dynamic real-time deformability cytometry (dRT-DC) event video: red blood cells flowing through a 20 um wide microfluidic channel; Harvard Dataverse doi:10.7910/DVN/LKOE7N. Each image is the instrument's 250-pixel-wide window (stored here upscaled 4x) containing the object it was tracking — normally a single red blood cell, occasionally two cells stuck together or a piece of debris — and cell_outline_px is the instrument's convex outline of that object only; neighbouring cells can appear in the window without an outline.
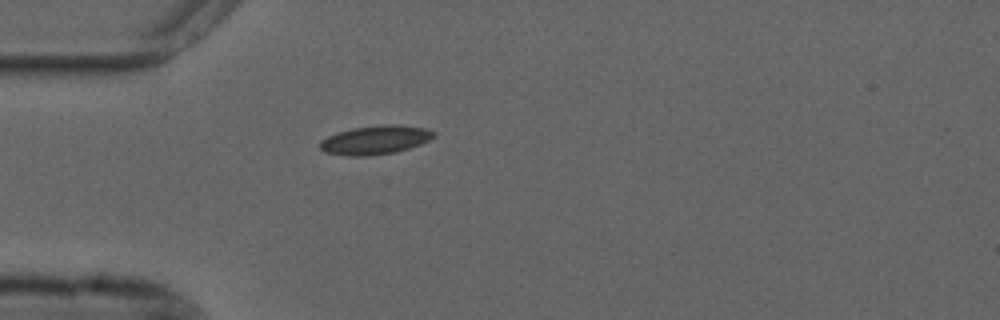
{"species": "common noctule bat (a hibernating species)", "species_latin": "Nyctalus noctula", "temperature_condition": "cold", "stored_images_in_passage": 41, "camera_frame_rate_fps": 3000, "um_per_image_px": 0.085, "animal": {"sex": "male", "forearm_length_mm": 52.5}, "frame": {"image": 1, "passage_image": 1, "time_ms": 0.0, "image_size_px": [1000, 320], "cell_outline_px": [[436, 136], [420, 144], [396, 152], [364, 156], [344, 156], [324, 152], [320, 148], [320, 140], [328, 136], [352, 128], [380, 124], [400, 124], [424, 128], [436, 132]], "centroid_in_image_um": [31.9, 11.89], "position_along_channel_um": 53.1, "area_um2": 19.19}}
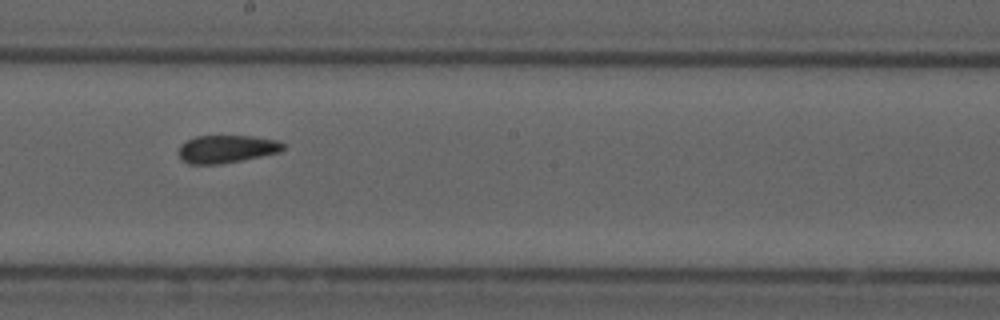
{"frame": {"image": 2, "passage_image": 16, "time_ms": 5.0, "image_size_px": [1000, 320], "cell_outline_px": [[288, 144], [280, 152], [220, 164], [188, 164], [180, 156], [180, 144], [196, 136], [252, 136], [276, 140]], "centroid_in_image_um": [19.3, 12.66], "position_along_channel_um": 228.9, "area_um2": 16.76}}
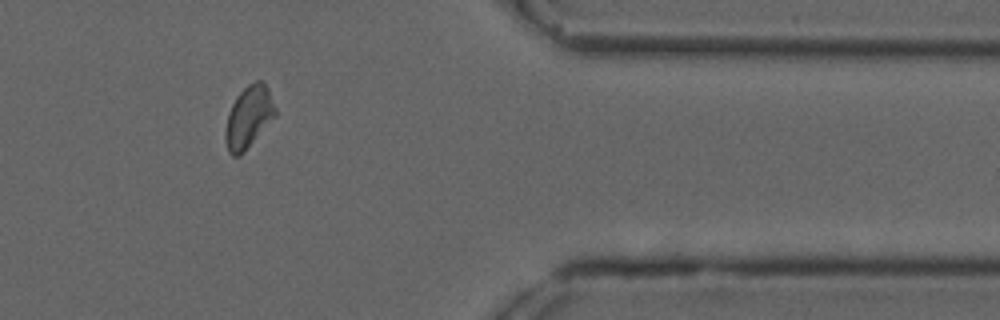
{"frame": {"image": 3, "passage_image": 31, "time_ms": 10.0, "image_size_px": [1000, 320], "cell_outline_px": [[276, 116], [244, 152], [240, 156], [232, 156], [228, 152], [224, 140], [224, 132], [228, 112], [236, 96], [248, 84], [256, 80], [260, 80], [268, 88], [276, 108]], "centroid_in_image_um": [21.12, 9.97], "position_along_channel_um": 390.3, "area_um2": 18.21}, "authors_computed_cell_mechanics": {"area_um2": 17.8024, "velocity_mm_per_s": 3.6851, "shape_relaxation_time_tau1_ms": null, "shape_relaxation_time_tau2_ms": 2.6175, "deformation_change_tau1": null, "deformation_change_tau2": 0.0781}}